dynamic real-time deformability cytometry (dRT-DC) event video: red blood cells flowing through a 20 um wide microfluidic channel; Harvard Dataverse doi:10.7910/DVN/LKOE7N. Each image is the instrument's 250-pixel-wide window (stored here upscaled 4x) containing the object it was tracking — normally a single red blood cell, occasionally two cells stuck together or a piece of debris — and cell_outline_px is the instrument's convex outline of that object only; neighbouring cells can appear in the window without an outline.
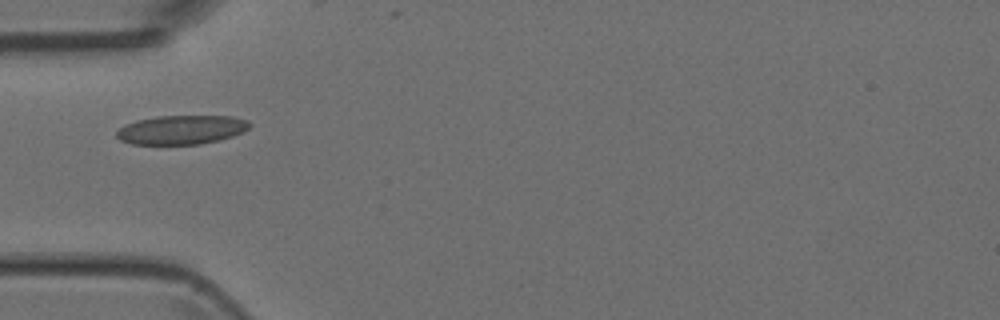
{"species": "Egyptian fruit bat (a non-hibernating species)", "species_latin": "Rousettus aegyptiacus", "temperature_condition": "room temperature", "stored_images_in_passage": 1, "camera_frame_rate_fps": 3000, "um_per_image_px": 0.085, "animal": {"sex": "female"}, "frame": {"image": 1, "passage_image": 1, "time_ms": 0.0, "image_size_px": [1000, 320], "cell_outline_px": [[252, 124], [244, 132], [232, 136], [200, 144], [132, 144], [120, 140], [116, 136], [116, 132], [124, 124], [136, 120], [156, 116], [232, 116], [248, 120]], "centroid_in_image_um": [15.42, 11.02], "position_along_channel_um": 69.6, "area_um2": 22.54}}